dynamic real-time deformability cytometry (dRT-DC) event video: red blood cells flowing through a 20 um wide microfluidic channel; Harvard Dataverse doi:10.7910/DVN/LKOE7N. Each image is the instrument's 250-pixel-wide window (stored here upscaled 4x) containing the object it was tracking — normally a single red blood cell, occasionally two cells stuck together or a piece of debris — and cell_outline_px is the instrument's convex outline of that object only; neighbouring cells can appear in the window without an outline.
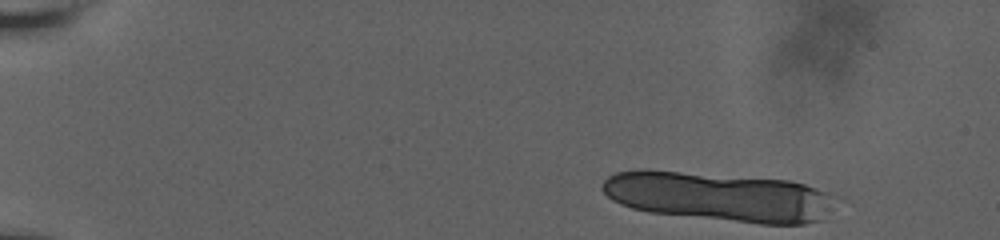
{"species": "human", "species_latin": "Homo sapiens", "temperature_condition": "room temperature", "stored_images_in_passage": 13, "camera_frame_rate_fps": 3000, "um_per_image_px": 0.085, "donor": {"sex": "male"}, "frame": {"image": 1, "passage_image": 1, "time_ms": 0.0, "image_size_px": [1000, 240], "cell_outline_px": [[824, 220], [804, 224], [760, 224], [648, 212], [632, 208], [620, 204], [612, 200], [600, 188], [600, 184], [608, 176], [616, 172], [640, 168], [644, 168], [788, 180], [804, 184], [816, 188], [824, 192]], "centroid_in_image_um": [60.89, 16.69], "position_along_channel_um": 24.1, "area_um2": 66.35}}